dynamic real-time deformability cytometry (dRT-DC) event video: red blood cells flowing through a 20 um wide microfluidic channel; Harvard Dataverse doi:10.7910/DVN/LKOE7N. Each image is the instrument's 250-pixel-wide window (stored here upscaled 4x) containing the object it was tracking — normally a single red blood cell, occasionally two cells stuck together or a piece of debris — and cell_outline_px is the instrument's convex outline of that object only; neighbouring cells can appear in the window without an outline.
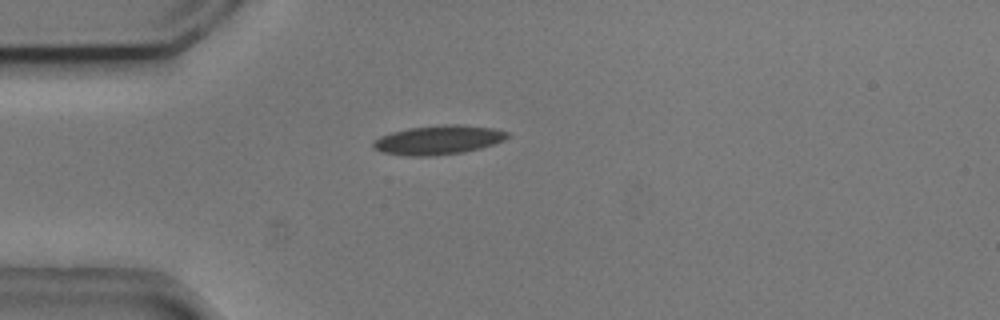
{"species": "common noctule bat (a hibernating species)", "species_latin": "Nyctalus noctula", "temperature_condition": "cold", "stored_images_in_passage": 2, "camera_frame_rate_fps": 3000, "um_per_image_px": 0.085, "animal": {"sex": "male", "body_mass_g": 20.5, "forearm_length_mm": 52.5}, "frame": {"image": 1, "passage_image": 2, "time_ms": 0.333, "image_size_px": [1000, 320], "cell_outline_px": [[512, 136], [504, 140], [480, 148], [464, 152], [436, 156], [404, 156], [380, 152], [372, 148], [372, 140], [380, 136], [392, 132], [408, 128], [444, 124], [456, 124], [492, 128], [508, 132]], "centroid_in_image_um": [37.21, 11.9], "position_along_channel_um": 47.8, "area_um2": 23.06}}